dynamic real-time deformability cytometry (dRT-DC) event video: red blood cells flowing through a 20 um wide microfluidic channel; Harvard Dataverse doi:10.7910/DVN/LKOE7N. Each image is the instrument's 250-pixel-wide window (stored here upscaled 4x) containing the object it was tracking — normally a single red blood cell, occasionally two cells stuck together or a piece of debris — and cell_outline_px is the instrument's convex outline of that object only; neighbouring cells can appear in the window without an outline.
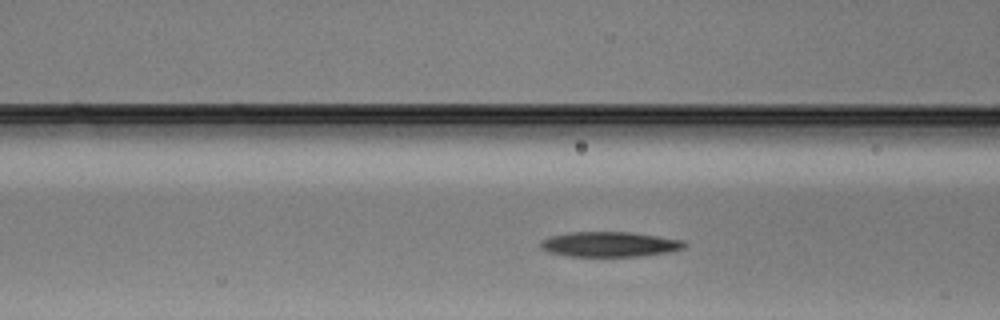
{"species": "Egyptian fruit bat (a non-hibernating species)", "species_latin": "Rousettus aegyptiacus", "temperature_condition": "warm", "stored_images_in_passage": 28, "camera_frame_rate_fps": 3000, "um_per_image_px": 0.085, "animal": {"sex": "male"}, "frame": {"image": 1, "passage_image": 6, "time_ms": 1.667, "image_size_px": [1000, 320], "cell_outline_px": [[688, 244], [684, 248], [668, 252], [644, 256], [568, 256], [548, 252], [540, 248], [540, 240], [548, 236], [568, 232], [632, 232], [684, 240]], "centroid_in_image_um": [51.8, 20.76], "position_along_channel_um": 114.8, "area_um2": 21.27}}
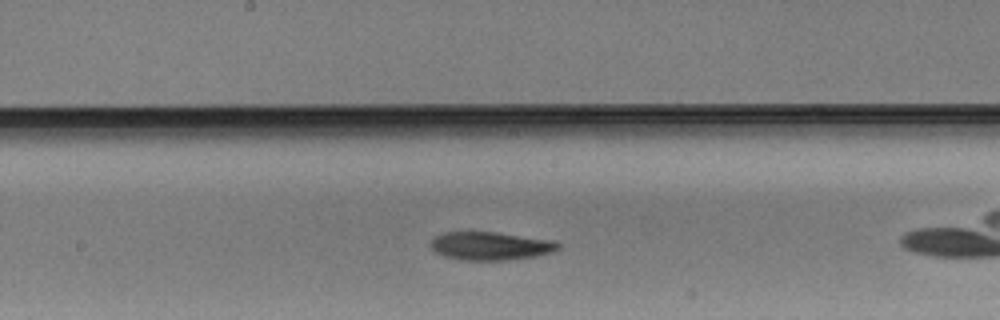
{"frame": {"image": 2, "passage_image": 13, "time_ms": 4.0, "image_size_px": [1000, 320], "cell_outline_px": [[560, 248], [552, 252], [536, 256], [504, 260], [456, 260], [444, 256], [436, 252], [432, 248], [432, 236], [444, 232], [496, 232], [556, 240], [560, 244]], "centroid_in_image_um": [41.7, 20.9], "position_along_channel_um": 206.5, "area_um2": 21.15}}
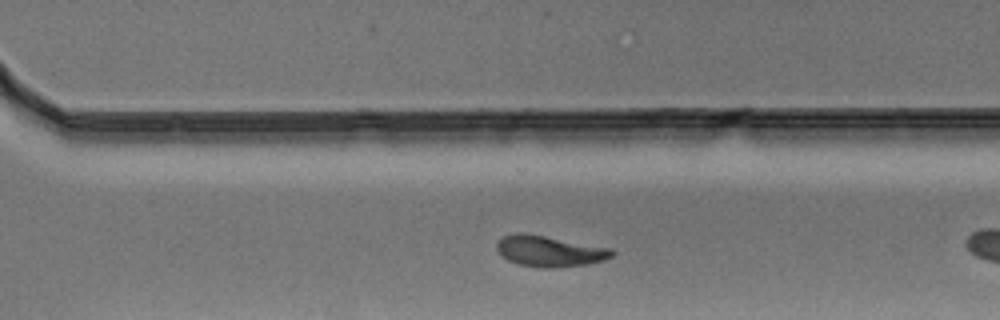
{"frame": {"image": 3, "passage_image": 22, "time_ms": 7.0, "image_size_px": [1000, 320], "cell_outline_px": [[616, 252], [612, 256], [604, 260], [588, 264], [552, 268], [544, 268], [516, 264], [500, 256], [496, 248], [496, 244], [504, 236], [520, 232], [544, 236], [612, 248]], "centroid_in_image_um": [46.71, 21.36], "position_along_channel_um": 323.9, "area_um2": 20.75}}